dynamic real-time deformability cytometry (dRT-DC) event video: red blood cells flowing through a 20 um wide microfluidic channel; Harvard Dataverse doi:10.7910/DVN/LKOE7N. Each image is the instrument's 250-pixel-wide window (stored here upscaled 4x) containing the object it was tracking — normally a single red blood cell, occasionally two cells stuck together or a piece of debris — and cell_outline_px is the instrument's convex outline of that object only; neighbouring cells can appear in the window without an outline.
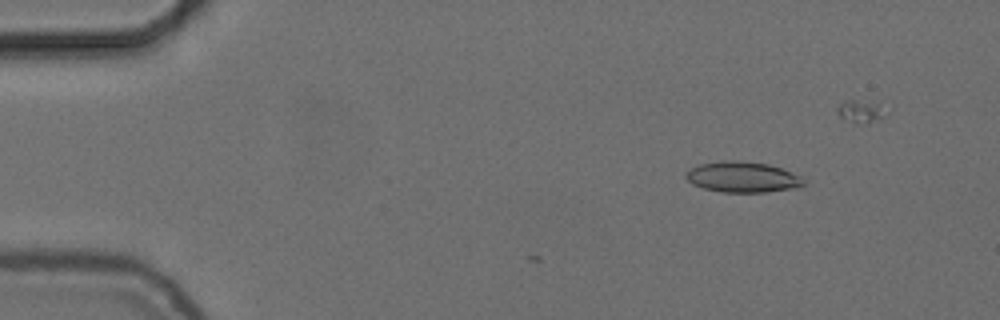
{"species": "common noctule bat (a hibernating species)", "species_latin": "Nyctalus noctula", "temperature_condition": "cold", "stored_images_in_passage": 6, "camera_frame_rate_fps": 3000, "um_per_image_px": 0.085, "animal": {"sex": "female", "body_mass_g": 24.6, "forearm_length_mm": 56.2}, "frame": {"image": 1, "passage_image": 1, "time_ms": 0.0, "image_size_px": [1000, 320], "cell_outline_px": [[804, 184], [800, 188], [764, 192], [720, 192], [704, 188], [692, 184], [684, 176], [692, 168], [700, 164], [724, 160], [736, 160], [768, 164], [780, 168], [800, 176], [804, 180]], "centroid_in_image_um": [63.13, 15.06], "position_along_channel_um": 21.9, "area_um2": 20.98}}